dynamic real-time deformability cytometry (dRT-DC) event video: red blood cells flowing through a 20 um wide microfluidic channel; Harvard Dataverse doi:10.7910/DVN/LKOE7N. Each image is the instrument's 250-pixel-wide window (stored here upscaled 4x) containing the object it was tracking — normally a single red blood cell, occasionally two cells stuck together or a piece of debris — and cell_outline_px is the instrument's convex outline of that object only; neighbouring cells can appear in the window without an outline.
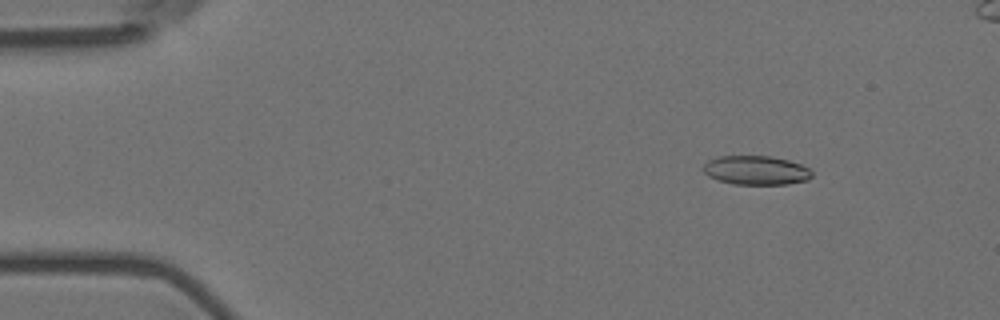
{"species": "Egyptian fruit bat (a non-hibernating species)", "species_latin": "Rousettus aegyptiacus", "temperature_condition": "room temperature", "stored_images_in_passage": 54, "camera_frame_rate_fps": 3000, "um_per_image_px": 0.085, "animal": {"sex": "female"}, "frame": {"image": 1, "passage_image": 7, "time_ms": 2.0, "image_size_px": [1000, 320], "cell_outline_px": [[812, 176], [808, 180], [788, 184], [732, 184], [716, 180], [708, 176], [704, 172], [704, 164], [708, 160], [720, 156], [772, 156], [788, 160], [800, 164], [808, 168], [812, 172]], "centroid_in_image_um": [64.26, 14.48], "position_along_channel_um": 20.7, "area_um2": 18.44}}
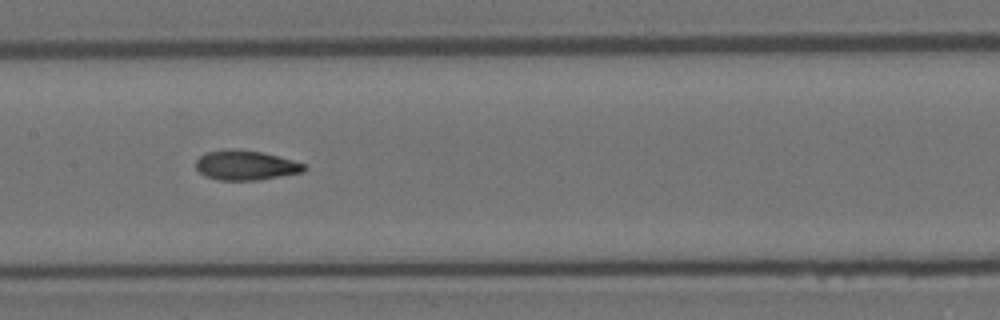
{"frame": {"image": 2, "passage_image": 28, "time_ms": 9.0, "image_size_px": [1000, 320], "cell_outline_px": [[308, 168], [304, 172], [256, 180], [220, 180], [204, 176], [196, 168], [196, 160], [200, 156], [208, 152], [260, 152], [292, 160], [304, 164]], "centroid_in_image_um": [20.92, 14.1], "position_along_channel_um": 186.5, "area_um2": 17.8}}
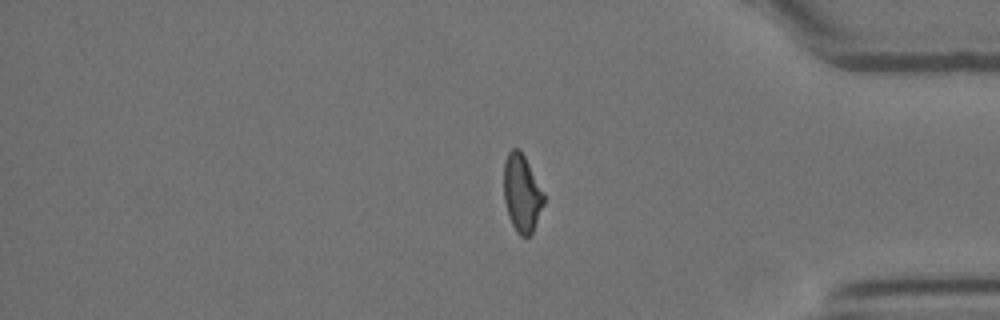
{"frame": {"image": 3, "passage_image": 47, "time_ms": 15.333, "image_size_px": [1000, 320], "cell_outline_px": [[544, 204], [532, 232], [528, 236], [520, 236], [516, 232], [508, 216], [504, 200], [504, 164], [508, 152], [512, 148], [520, 148], [544, 192]], "centroid_in_image_um": [44.35, 16.41], "position_along_channel_um": 390.8, "area_um2": 18.09}, "authors_computed_cell_mechanics": {"area_um2": 18.7272, "velocity_mm_per_s": 3.5785, "shape_relaxation_time_tau1_ms": 10.446, "shape_relaxation_time_tau2_ms": 2.0581, "deformation_change_tau1": 0.2582, "deformation_change_tau2": 0.0871}}